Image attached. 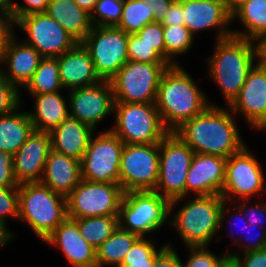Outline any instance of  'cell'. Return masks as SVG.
Masks as SVG:
<instances>
[{
	"instance_id": "obj_1",
	"label": "cell",
	"mask_w": 266,
	"mask_h": 267,
	"mask_svg": "<svg viewBox=\"0 0 266 267\" xmlns=\"http://www.w3.org/2000/svg\"><path fill=\"white\" fill-rule=\"evenodd\" d=\"M235 117L229 106H226V109L221 108L214 102L202 113L184 122L174 133L188 144L194 153L228 158L246 146Z\"/></svg>"
},
{
	"instance_id": "obj_2",
	"label": "cell",
	"mask_w": 266,
	"mask_h": 267,
	"mask_svg": "<svg viewBox=\"0 0 266 267\" xmlns=\"http://www.w3.org/2000/svg\"><path fill=\"white\" fill-rule=\"evenodd\" d=\"M197 85L180 64L169 66L162 74L155 106L169 132H174L212 104Z\"/></svg>"
},
{
	"instance_id": "obj_3",
	"label": "cell",
	"mask_w": 266,
	"mask_h": 267,
	"mask_svg": "<svg viewBox=\"0 0 266 267\" xmlns=\"http://www.w3.org/2000/svg\"><path fill=\"white\" fill-rule=\"evenodd\" d=\"M214 51L208 61L209 77L218 85L230 106L238 97L248 72L259 61L260 44L236 36L215 40Z\"/></svg>"
},
{
	"instance_id": "obj_4",
	"label": "cell",
	"mask_w": 266,
	"mask_h": 267,
	"mask_svg": "<svg viewBox=\"0 0 266 267\" xmlns=\"http://www.w3.org/2000/svg\"><path fill=\"white\" fill-rule=\"evenodd\" d=\"M224 199L221 195L194 196L169 218V224L186 247H209L219 236L220 212Z\"/></svg>"
},
{
	"instance_id": "obj_5",
	"label": "cell",
	"mask_w": 266,
	"mask_h": 267,
	"mask_svg": "<svg viewBox=\"0 0 266 267\" xmlns=\"http://www.w3.org/2000/svg\"><path fill=\"white\" fill-rule=\"evenodd\" d=\"M19 221L44 241L67 218L66 197L41 182L19 184Z\"/></svg>"
},
{
	"instance_id": "obj_6",
	"label": "cell",
	"mask_w": 266,
	"mask_h": 267,
	"mask_svg": "<svg viewBox=\"0 0 266 267\" xmlns=\"http://www.w3.org/2000/svg\"><path fill=\"white\" fill-rule=\"evenodd\" d=\"M114 115L115 126L110 130L124 144L160 143L169 133L155 103L115 102Z\"/></svg>"
},
{
	"instance_id": "obj_7",
	"label": "cell",
	"mask_w": 266,
	"mask_h": 267,
	"mask_svg": "<svg viewBox=\"0 0 266 267\" xmlns=\"http://www.w3.org/2000/svg\"><path fill=\"white\" fill-rule=\"evenodd\" d=\"M169 203L154 191L126 192L119 207V227L147 237L146 234L159 230L169 219Z\"/></svg>"
},
{
	"instance_id": "obj_8",
	"label": "cell",
	"mask_w": 266,
	"mask_h": 267,
	"mask_svg": "<svg viewBox=\"0 0 266 267\" xmlns=\"http://www.w3.org/2000/svg\"><path fill=\"white\" fill-rule=\"evenodd\" d=\"M194 151L177 134L169 132L159 143V176L154 192L169 202L186 197V180Z\"/></svg>"
},
{
	"instance_id": "obj_9",
	"label": "cell",
	"mask_w": 266,
	"mask_h": 267,
	"mask_svg": "<svg viewBox=\"0 0 266 267\" xmlns=\"http://www.w3.org/2000/svg\"><path fill=\"white\" fill-rule=\"evenodd\" d=\"M169 66L128 60L110 80L115 102L155 103L161 76Z\"/></svg>"
},
{
	"instance_id": "obj_10",
	"label": "cell",
	"mask_w": 266,
	"mask_h": 267,
	"mask_svg": "<svg viewBox=\"0 0 266 267\" xmlns=\"http://www.w3.org/2000/svg\"><path fill=\"white\" fill-rule=\"evenodd\" d=\"M81 43L101 80L110 81L129 60L128 34L117 26H93Z\"/></svg>"
},
{
	"instance_id": "obj_11",
	"label": "cell",
	"mask_w": 266,
	"mask_h": 267,
	"mask_svg": "<svg viewBox=\"0 0 266 267\" xmlns=\"http://www.w3.org/2000/svg\"><path fill=\"white\" fill-rule=\"evenodd\" d=\"M158 176L159 143L124 145L119 168V184L124 193L154 191Z\"/></svg>"
},
{
	"instance_id": "obj_12",
	"label": "cell",
	"mask_w": 266,
	"mask_h": 267,
	"mask_svg": "<svg viewBox=\"0 0 266 267\" xmlns=\"http://www.w3.org/2000/svg\"><path fill=\"white\" fill-rule=\"evenodd\" d=\"M123 194L119 183L89 182L82 179L66 197L67 217L118 215Z\"/></svg>"
},
{
	"instance_id": "obj_13",
	"label": "cell",
	"mask_w": 266,
	"mask_h": 267,
	"mask_svg": "<svg viewBox=\"0 0 266 267\" xmlns=\"http://www.w3.org/2000/svg\"><path fill=\"white\" fill-rule=\"evenodd\" d=\"M92 135L80 161L82 179L89 182L119 183L124 142L110 129Z\"/></svg>"
},
{
	"instance_id": "obj_14",
	"label": "cell",
	"mask_w": 266,
	"mask_h": 267,
	"mask_svg": "<svg viewBox=\"0 0 266 267\" xmlns=\"http://www.w3.org/2000/svg\"><path fill=\"white\" fill-rule=\"evenodd\" d=\"M251 153L246 145L241 151L227 158L225 182L221 192L225 201L249 200L252 196H261L266 190L261 164Z\"/></svg>"
},
{
	"instance_id": "obj_15",
	"label": "cell",
	"mask_w": 266,
	"mask_h": 267,
	"mask_svg": "<svg viewBox=\"0 0 266 267\" xmlns=\"http://www.w3.org/2000/svg\"><path fill=\"white\" fill-rule=\"evenodd\" d=\"M26 38L23 42L34 47L42 57L57 58L72 49L78 41L47 13H33L16 19Z\"/></svg>"
},
{
	"instance_id": "obj_16",
	"label": "cell",
	"mask_w": 266,
	"mask_h": 267,
	"mask_svg": "<svg viewBox=\"0 0 266 267\" xmlns=\"http://www.w3.org/2000/svg\"><path fill=\"white\" fill-rule=\"evenodd\" d=\"M69 115L92 127L110 114H114L115 97L111 81L69 90Z\"/></svg>"
},
{
	"instance_id": "obj_17",
	"label": "cell",
	"mask_w": 266,
	"mask_h": 267,
	"mask_svg": "<svg viewBox=\"0 0 266 267\" xmlns=\"http://www.w3.org/2000/svg\"><path fill=\"white\" fill-rule=\"evenodd\" d=\"M226 162L227 158L223 156L194 153L187 174L186 197L170 201L169 213L173 212L176 205L185 201L191 192L194 196L221 195L225 182Z\"/></svg>"
},
{
	"instance_id": "obj_18",
	"label": "cell",
	"mask_w": 266,
	"mask_h": 267,
	"mask_svg": "<svg viewBox=\"0 0 266 267\" xmlns=\"http://www.w3.org/2000/svg\"><path fill=\"white\" fill-rule=\"evenodd\" d=\"M182 10L185 26L194 36L196 33L212 28L217 31L215 40L232 36V29L228 27L231 24V13L226 9L223 0L184 2Z\"/></svg>"
},
{
	"instance_id": "obj_19",
	"label": "cell",
	"mask_w": 266,
	"mask_h": 267,
	"mask_svg": "<svg viewBox=\"0 0 266 267\" xmlns=\"http://www.w3.org/2000/svg\"><path fill=\"white\" fill-rule=\"evenodd\" d=\"M234 115H242L251 128L266 117V69L257 62L248 72L238 97L229 106Z\"/></svg>"
},
{
	"instance_id": "obj_20",
	"label": "cell",
	"mask_w": 266,
	"mask_h": 267,
	"mask_svg": "<svg viewBox=\"0 0 266 267\" xmlns=\"http://www.w3.org/2000/svg\"><path fill=\"white\" fill-rule=\"evenodd\" d=\"M50 150V133L34 130L13 155V172L18 184L41 181Z\"/></svg>"
},
{
	"instance_id": "obj_21",
	"label": "cell",
	"mask_w": 266,
	"mask_h": 267,
	"mask_svg": "<svg viewBox=\"0 0 266 267\" xmlns=\"http://www.w3.org/2000/svg\"><path fill=\"white\" fill-rule=\"evenodd\" d=\"M44 242L58 247L72 267H97L96 249L80 235L71 218L59 224Z\"/></svg>"
},
{
	"instance_id": "obj_22",
	"label": "cell",
	"mask_w": 266,
	"mask_h": 267,
	"mask_svg": "<svg viewBox=\"0 0 266 267\" xmlns=\"http://www.w3.org/2000/svg\"><path fill=\"white\" fill-rule=\"evenodd\" d=\"M60 82L66 90L92 86L101 81L93 60L81 42L58 57Z\"/></svg>"
},
{
	"instance_id": "obj_23",
	"label": "cell",
	"mask_w": 266,
	"mask_h": 267,
	"mask_svg": "<svg viewBox=\"0 0 266 267\" xmlns=\"http://www.w3.org/2000/svg\"><path fill=\"white\" fill-rule=\"evenodd\" d=\"M18 41L17 36L10 41L0 59V72L19 89L32 79L43 57L34 47Z\"/></svg>"
},
{
	"instance_id": "obj_24",
	"label": "cell",
	"mask_w": 266,
	"mask_h": 267,
	"mask_svg": "<svg viewBox=\"0 0 266 267\" xmlns=\"http://www.w3.org/2000/svg\"><path fill=\"white\" fill-rule=\"evenodd\" d=\"M81 180L80 160L52 149L49 151L41 183L67 197Z\"/></svg>"
},
{
	"instance_id": "obj_25",
	"label": "cell",
	"mask_w": 266,
	"mask_h": 267,
	"mask_svg": "<svg viewBox=\"0 0 266 267\" xmlns=\"http://www.w3.org/2000/svg\"><path fill=\"white\" fill-rule=\"evenodd\" d=\"M94 132L89 125L68 115L49 132L51 149L81 161Z\"/></svg>"
},
{
	"instance_id": "obj_26",
	"label": "cell",
	"mask_w": 266,
	"mask_h": 267,
	"mask_svg": "<svg viewBox=\"0 0 266 267\" xmlns=\"http://www.w3.org/2000/svg\"><path fill=\"white\" fill-rule=\"evenodd\" d=\"M78 42L92 30L91 15L74 0H49L46 12Z\"/></svg>"
},
{
	"instance_id": "obj_27",
	"label": "cell",
	"mask_w": 266,
	"mask_h": 267,
	"mask_svg": "<svg viewBox=\"0 0 266 267\" xmlns=\"http://www.w3.org/2000/svg\"><path fill=\"white\" fill-rule=\"evenodd\" d=\"M34 110L29 111V116L34 130L50 132L69 115L68 101L59 92L32 95Z\"/></svg>"
},
{
	"instance_id": "obj_28",
	"label": "cell",
	"mask_w": 266,
	"mask_h": 267,
	"mask_svg": "<svg viewBox=\"0 0 266 267\" xmlns=\"http://www.w3.org/2000/svg\"><path fill=\"white\" fill-rule=\"evenodd\" d=\"M233 20L244 27L243 30H232L233 36L261 44L266 39V0H246L231 13V23Z\"/></svg>"
},
{
	"instance_id": "obj_29",
	"label": "cell",
	"mask_w": 266,
	"mask_h": 267,
	"mask_svg": "<svg viewBox=\"0 0 266 267\" xmlns=\"http://www.w3.org/2000/svg\"><path fill=\"white\" fill-rule=\"evenodd\" d=\"M0 117V150L14 155L34 131L28 112L18 111Z\"/></svg>"
},
{
	"instance_id": "obj_30",
	"label": "cell",
	"mask_w": 266,
	"mask_h": 267,
	"mask_svg": "<svg viewBox=\"0 0 266 267\" xmlns=\"http://www.w3.org/2000/svg\"><path fill=\"white\" fill-rule=\"evenodd\" d=\"M140 238L135 233L118 227L97 249V267H119L127 252Z\"/></svg>"
},
{
	"instance_id": "obj_31",
	"label": "cell",
	"mask_w": 266,
	"mask_h": 267,
	"mask_svg": "<svg viewBox=\"0 0 266 267\" xmlns=\"http://www.w3.org/2000/svg\"><path fill=\"white\" fill-rule=\"evenodd\" d=\"M31 95L59 92L64 90L60 82L58 57H43L32 79L24 87Z\"/></svg>"
},
{
	"instance_id": "obj_32",
	"label": "cell",
	"mask_w": 266,
	"mask_h": 267,
	"mask_svg": "<svg viewBox=\"0 0 266 267\" xmlns=\"http://www.w3.org/2000/svg\"><path fill=\"white\" fill-rule=\"evenodd\" d=\"M71 219L77 223L80 235L95 249L119 227L118 215Z\"/></svg>"
},
{
	"instance_id": "obj_33",
	"label": "cell",
	"mask_w": 266,
	"mask_h": 267,
	"mask_svg": "<svg viewBox=\"0 0 266 267\" xmlns=\"http://www.w3.org/2000/svg\"><path fill=\"white\" fill-rule=\"evenodd\" d=\"M150 3L145 0H123L122 18L117 27L127 34H136L146 24L153 22Z\"/></svg>"
},
{
	"instance_id": "obj_34",
	"label": "cell",
	"mask_w": 266,
	"mask_h": 267,
	"mask_svg": "<svg viewBox=\"0 0 266 267\" xmlns=\"http://www.w3.org/2000/svg\"><path fill=\"white\" fill-rule=\"evenodd\" d=\"M163 38L166 48V62L172 66L177 65L174 56L186 54L195 42V36L185 26H163Z\"/></svg>"
},
{
	"instance_id": "obj_35",
	"label": "cell",
	"mask_w": 266,
	"mask_h": 267,
	"mask_svg": "<svg viewBox=\"0 0 266 267\" xmlns=\"http://www.w3.org/2000/svg\"><path fill=\"white\" fill-rule=\"evenodd\" d=\"M156 243L146 237H140L127 252L119 267H153L156 257L168 246L164 244L156 249Z\"/></svg>"
},
{
	"instance_id": "obj_36",
	"label": "cell",
	"mask_w": 266,
	"mask_h": 267,
	"mask_svg": "<svg viewBox=\"0 0 266 267\" xmlns=\"http://www.w3.org/2000/svg\"><path fill=\"white\" fill-rule=\"evenodd\" d=\"M123 0H99L91 13L93 26H117L122 18Z\"/></svg>"
},
{
	"instance_id": "obj_37",
	"label": "cell",
	"mask_w": 266,
	"mask_h": 267,
	"mask_svg": "<svg viewBox=\"0 0 266 267\" xmlns=\"http://www.w3.org/2000/svg\"><path fill=\"white\" fill-rule=\"evenodd\" d=\"M7 218L19 219L18 187H0V227L10 235L12 241L14 234L7 227Z\"/></svg>"
},
{
	"instance_id": "obj_38",
	"label": "cell",
	"mask_w": 266,
	"mask_h": 267,
	"mask_svg": "<svg viewBox=\"0 0 266 267\" xmlns=\"http://www.w3.org/2000/svg\"><path fill=\"white\" fill-rule=\"evenodd\" d=\"M129 60L144 63H167L153 48L137 34H128Z\"/></svg>"
},
{
	"instance_id": "obj_39",
	"label": "cell",
	"mask_w": 266,
	"mask_h": 267,
	"mask_svg": "<svg viewBox=\"0 0 266 267\" xmlns=\"http://www.w3.org/2000/svg\"><path fill=\"white\" fill-rule=\"evenodd\" d=\"M20 90L0 72V117L11 113L21 104Z\"/></svg>"
},
{
	"instance_id": "obj_40",
	"label": "cell",
	"mask_w": 266,
	"mask_h": 267,
	"mask_svg": "<svg viewBox=\"0 0 266 267\" xmlns=\"http://www.w3.org/2000/svg\"><path fill=\"white\" fill-rule=\"evenodd\" d=\"M145 43L152 48L166 61V48L163 38V25L161 22L146 24L136 33Z\"/></svg>"
},
{
	"instance_id": "obj_41",
	"label": "cell",
	"mask_w": 266,
	"mask_h": 267,
	"mask_svg": "<svg viewBox=\"0 0 266 267\" xmlns=\"http://www.w3.org/2000/svg\"><path fill=\"white\" fill-rule=\"evenodd\" d=\"M189 249V258L186 263H181L182 267H216L219 260L225 255L216 256L210 252L206 246L185 247Z\"/></svg>"
},
{
	"instance_id": "obj_42",
	"label": "cell",
	"mask_w": 266,
	"mask_h": 267,
	"mask_svg": "<svg viewBox=\"0 0 266 267\" xmlns=\"http://www.w3.org/2000/svg\"><path fill=\"white\" fill-rule=\"evenodd\" d=\"M243 202V203H242ZM235 205L241 210L243 216L247 220L249 224H253L254 226H259L258 228L266 230V227L263 225V220H266V202L262 203H254L250 207L248 204V200H242L237 202ZM264 227V228H263Z\"/></svg>"
},
{
	"instance_id": "obj_43",
	"label": "cell",
	"mask_w": 266,
	"mask_h": 267,
	"mask_svg": "<svg viewBox=\"0 0 266 267\" xmlns=\"http://www.w3.org/2000/svg\"><path fill=\"white\" fill-rule=\"evenodd\" d=\"M0 187H19L13 172V155L0 150Z\"/></svg>"
},
{
	"instance_id": "obj_44",
	"label": "cell",
	"mask_w": 266,
	"mask_h": 267,
	"mask_svg": "<svg viewBox=\"0 0 266 267\" xmlns=\"http://www.w3.org/2000/svg\"><path fill=\"white\" fill-rule=\"evenodd\" d=\"M15 27L16 19L14 16L0 12V59L9 46L10 41L16 36L14 32Z\"/></svg>"
},
{
	"instance_id": "obj_45",
	"label": "cell",
	"mask_w": 266,
	"mask_h": 267,
	"mask_svg": "<svg viewBox=\"0 0 266 267\" xmlns=\"http://www.w3.org/2000/svg\"><path fill=\"white\" fill-rule=\"evenodd\" d=\"M25 5H19L14 0L13 5V16L15 19L21 18L23 16L33 14V13H43L46 12L49 0H23Z\"/></svg>"
},
{
	"instance_id": "obj_46",
	"label": "cell",
	"mask_w": 266,
	"mask_h": 267,
	"mask_svg": "<svg viewBox=\"0 0 266 267\" xmlns=\"http://www.w3.org/2000/svg\"><path fill=\"white\" fill-rule=\"evenodd\" d=\"M258 226H254L253 224H249V226H247V230L246 232H249L248 234L251 236H246V242L247 244H244V242L242 241H238L237 243V247H243V249L241 251L244 252H248V251H252V250H261L266 248V230L261 229L258 230L260 231L258 234H255V232L253 231V228H256ZM263 230V231H262ZM251 231L254 232L255 236H252L254 234L251 233ZM245 238V236H243Z\"/></svg>"
},
{
	"instance_id": "obj_47",
	"label": "cell",
	"mask_w": 266,
	"mask_h": 267,
	"mask_svg": "<svg viewBox=\"0 0 266 267\" xmlns=\"http://www.w3.org/2000/svg\"><path fill=\"white\" fill-rule=\"evenodd\" d=\"M227 253L237 256L242 267H266V248L244 252L242 253L243 257L241 254L229 252V250Z\"/></svg>"
},
{
	"instance_id": "obj_48",
	"label": "cell",
	"mask_w": 266,
	"mask_h": 267,
	"mask_svg": "<svg viewBox=\"0 0 266 267\" xmlns=\"http://www.w3.org/2000/svg\"><path fill=\"white\" fill-rule=\"evenodd\" d=\"M174 246H168L156 257L153 267H182L181 259Z\"/></svg>"
},
{
	"instance_id": "obj_49",
	"label": "cell",
	"mask_w": 266,
	"mask_h": 267,
	"mask_svg": "<svg viewBox=\"0 0 266 267\" xmlns=\"http://www.w3.org/2000/svg\"><path fill=\"white\" fill-rule=\"evenodd\" d=\"M228 204V202L227 201H224V203H223V206L221 207V212H220V230H221V227L224 225L223 223H224V221L226 220V223H229V225L231 226V222H233L232 221V219H233V217L235 216V219L237 220V219H239V220H241V222L243 223V228H241V230H243L244 229V233H245V230H246V228H247V226H249V223L247 222V220L245 219V217L243 216V214H242V212H241V210L236 206V205H234V203H233V209H230V212H231V210H234L233 212L235 213L234 215H232L233 217L230 219L231 221L229 222V220H227L228 219V217L226 218V216H227V214H230L229 213V209L227 210L226 209V205ZM235 209H236V211L237 212H235ZM228 212V213H227ZM238 214V215H237ZM228 221V222H227ZM241 223V224H242ZM229 234L231 233V231H229L228 232ZM231 237H230V239H232L233 240V243L232 244H234V245H237V243H238V241H241V240H243V239H241V238H234L233 237V235H230ZM234 238V239H233Z\"/></svg>"
},
{
	"instance_id": "obj_50",
	"label": "cell",
	"mask_w": 266,
	"mask_h": 267,
	"mask_svg": "<svg viewBox=\"0 0 266 267\" xmlns=\"http://www.w3.org/2000/svg\"><path fill=\"white\" fill-rule=\"evenodd\" d=\"M161 24L163 26L185 25L182 3L173 2L169 6V10L167 14L164 16L163 20L161 21Z\"/></svg>"
},
{
	"instance_id": "obj_51",
	"label": "cell",
	"mask_w": 266,
	"mask_h": 267,
	"mask_svg": "<svg viewBox=\"0 0 266 267\" xmlns=\"http://www.w3.org/2000/svg\"><path fill=\"white\" fill-rule=\"evenodd\" d=\"M172 3V0H150L149 7L153 13V22H161Z\"/></svg>"
},
{
	"instance_id": "obj_52",
	"label": "cell",
	"mask_w": 266,
	"mask_h": 267,
	"mask_svg": "<svg viewBox=\"0 0 266 267\" xmlns=\"http://www.w3.org/2000/svg\"><path fill=\"white\" fill-rule=\"evenodd\" d=\"M216 267H242L237 256L225 253V255L219 260Z\"/></svg>"
},
{
	"instance_id": "obj_53",
	"label": "cell",
	"mask_w": 266,
	"mask_h": 267,
	"mask_svg": "<svg viewBox=\"0 0 266 267\" xmlns=\"http://www.w3.org/2000/svg\"><path fill=\"white\" fill-rule=\"evenodd\" d=\"M83 10L91 15L99 0H74Z\"/></svg>"
},
{
	"instance_id": "obj_54",
	"label": "cell",
	"mask_w": 266,
	"mask_h": 267,
	"mask_svg": "<svg viewBox=\"0 0 266 267\" xmlns=\"http://www.w3.org/2000/svg\"><path fill=\"white\" fill-rule=\"evenodd\" d=\"M14 0H0V12L13 16Z\"/></svg>"
},
{
	"instance_id": "obj_55",
	"label": "cell",
	"mask_w": 266,
	"mask_h": 267,
	"mask_svg": "<svg viewBox=\"0 0 266 267\" xmlns=\"http://www.w3.org/2000/svg\"><path fill=\"white\" fill-rule=\"evenodd\" d=\"M226 9L232 13L235 9H237L241 4H243L246 0H223Z\"/></svg>"
},
{
	"instance_id": "obj_56",
	"label": "cell",
	"mask_w": 266,
	"mask_h": 267,
	"mask_svg": "<svg viewBox=\"0 0 266 267\" xmlns=\"http://www.w3.org/2000/svg\"><path fill=\"white\" fill-rule=\"evenodd\" d=\"M10 241V235L2 227H0V247L2 248V246L10 243Z\"/></svg>"
},
{
	"instance_id": "obj_57",
	"label": "cell",
	"mask_w": 266,
	"mask_h": 267,
	"mask_svg": "<svg viewBox=\"0 0 266 267\" xmlns=\"http://www.w3.org/2000/svg\"><path fill=\"white\" fill-rule=\"evenodd\" d=\"M254 129L266 131V117Z\"/></svg>"
},
{
	"instance_id": "obj_58",
	"label": "cell",
	"mask_w": 266,
	"mask_h": 267,
	"mask_svg": "<svg viewBox=\"0 0 266 267\" xmlns=\"http://www.w3.org/2000/svg\"><path fill=\"white\" fill-rule=\"evenodd\" d=\"M258 62L266 69V55L262 51H260Z\"/></svg>"
},
{
	"instance_id": "obj_59",
	"label": "cell",
	"mask_w": 266,
	"mask_h": 267,
	"mask_svg": "<svg viewBox=\"0 0 266 267\" xmlns=\"http://www.w3.org/2000/svg\"><path fill=\"white\" fill-rule=\"evenodd\" d=\"M260 49L266 55V39L260 44Z\"/></svg>"
},
{
	"instance_id": "obj_60",
	"label": "cell",
	"mask_w": 266,
	"mask_h": 267,
	"mask_svg": "<svg viewBox=\"0 0 266 267\" xmlns=\"http://www.w3.org/2000/svg\"><path fill=\"white\" fill-rule=\"evenodd\" d=\"M175 3H184V2H189V1H198V0H172Z\"/></svg>"
}]
</instances>
